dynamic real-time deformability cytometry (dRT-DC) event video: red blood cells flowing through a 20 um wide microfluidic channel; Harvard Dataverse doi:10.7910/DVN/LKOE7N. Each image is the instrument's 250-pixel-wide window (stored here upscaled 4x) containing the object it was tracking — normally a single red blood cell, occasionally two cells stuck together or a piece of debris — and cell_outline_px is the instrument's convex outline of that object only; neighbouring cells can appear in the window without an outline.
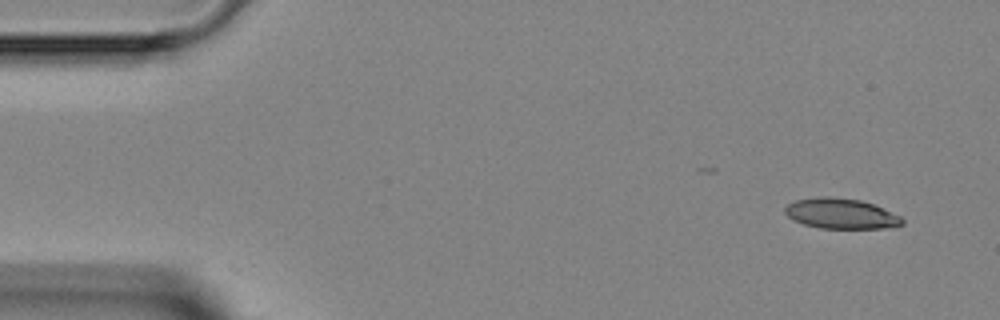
{"species": "Egyptian fruit bat (a non-hibernating species)", "species_latin": "Rousettus aegyptiacus", "temperature_condition": "room temperature", "stored_images_in_passage": 31, "camera_frame_rate_fps": 3000, "um_per_image_px": 0.085, "animal": {"sex": "female"}, "frame": {"image": 1, "passage_image": 1, "time_ms": 0.0, "image_size_px": [1000, 320], "cell_outline_px": [[904, 224], [884, 228], [820, 228], [804, 224], [792, 220], [784, 212], [784, 208], [788, 204], [796, 200], [824, 196], [828, 196], [860, 200], [872, 204], [900, 216], [904, 220]], "centroid_in_image_um": [71.45, 18.16], "position_along_channel_um": 13.5, "area_um2": 20.52}}
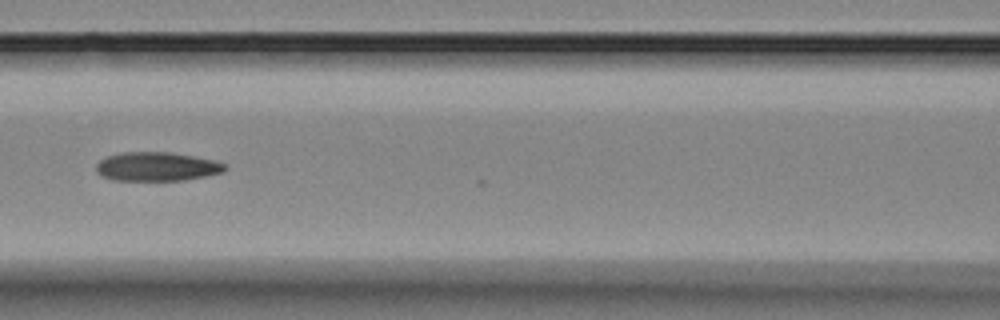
{"frame": {"image": 2, "passage_image": 18, "time_ms": 5.667, "image_size_px": [1000, 320], "cell_outline_px": [[228, 168], [224, 172], [184, 180], [112, 180], [100, 176], [96, 172], [96, 164], [100, 160], [108, 156], [120, 152], [172, 152], [216, 160], [224, 164]], "centroid_in_image_um": [13.32, 14.15], "position_along_channel_um": 153.3, "area_um2": 21.85}}
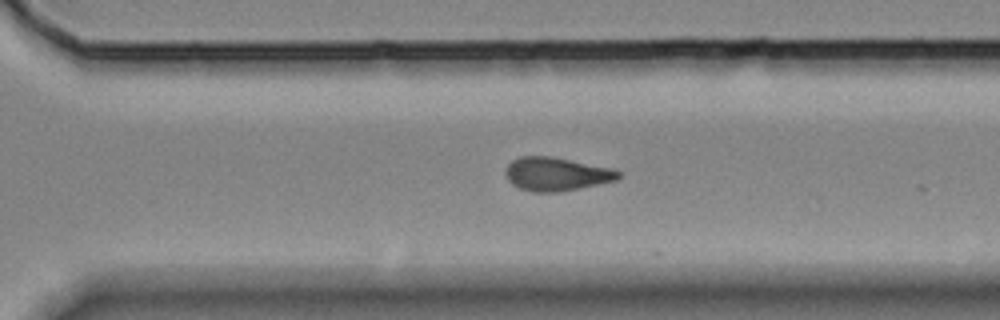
{"frame": {"image": 3, "passage_image": 30, "time_ms": 9.667, "image_size_px": [1000, 320], "cell_outline_px": [[620, 176], [616, 180], [560, 192], [536, 192], [520, 188], [512, 184], [508, 180], [504, 172], [508, 164], [512, 160], [520, 156], [552, 156], [612, 168], [620, 172]], "centroid_in_image_um": [47.26, 14.78], "position_along_channel_um": 323.3, "area_um2": 21.96}}